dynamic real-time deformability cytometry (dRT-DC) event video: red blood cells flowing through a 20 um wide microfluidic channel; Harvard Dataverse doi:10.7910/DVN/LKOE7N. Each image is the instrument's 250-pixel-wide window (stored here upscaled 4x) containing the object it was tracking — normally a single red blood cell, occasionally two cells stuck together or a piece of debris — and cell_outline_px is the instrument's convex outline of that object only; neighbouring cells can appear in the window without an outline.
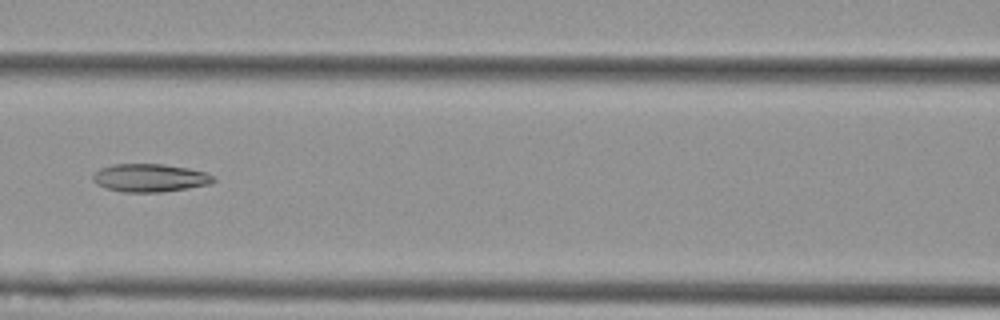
{"species": "Egyptian fruit bat (a non-hibernating species)", "species_latin": "Rousettus aegyptiacus", "temperature_condition": "cold", "stored_images_in_passage": 7, "camera_frame_rate_fps": 3000, "um_per_image_px": 0.085, "animal": {"sex": "female"}, "frame": {"image": 1, "passage_image": 7, "time_ms": 2.0, "image_size_px": [1000, 320], "cell_outline_px": [[216, 180], [212, 184], [188, 188], [160, 192], [124, 192], [104, 188], [96, 184], [92, 180], [92, 176], [100, 168], [112, 164], [164, 164], [188, 168], [204, 172], [216, 176]], "centroid_in_image_um": [12.75, 15.12], "position_along_channel_um": 153.9, "area_um2": 19.88}}